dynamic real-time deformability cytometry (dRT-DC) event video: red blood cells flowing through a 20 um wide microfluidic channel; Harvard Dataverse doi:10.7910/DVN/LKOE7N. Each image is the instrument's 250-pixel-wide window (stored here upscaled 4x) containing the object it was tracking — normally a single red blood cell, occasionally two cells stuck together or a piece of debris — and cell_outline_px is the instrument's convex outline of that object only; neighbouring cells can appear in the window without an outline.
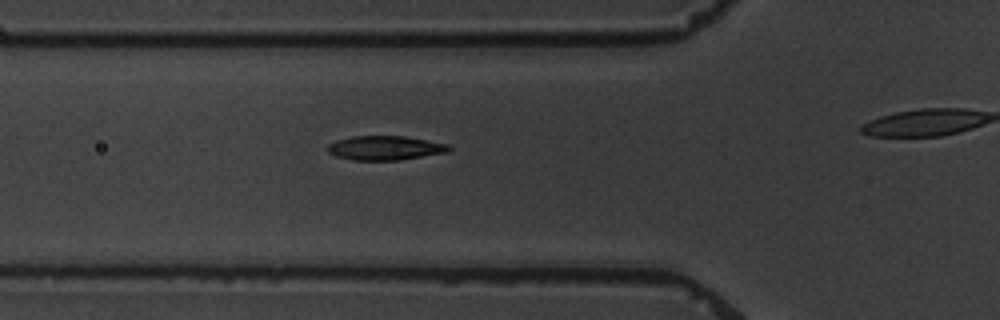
{"species": "common noctule bat (a hibernating species)", "species_latin": "Nyctalus noctula", "temperature_condition": "warm", "stored_images_in_passage": 7, "segment_of_instrument_passage": [1, 2], "camera_frame_rate_fps": 3000, "um_per_image_px": 0.085, "animal": {"sex": "male", "body_mass_g": 19.5, "forearm_length_mm": 54.6}, "frame": {"image": 1, "passage_image": 6, "time_ms": 5.667, "image_size_px": [1000, 320], "cell_outline_px": [[452, 148], [444, 152], [400, 160], [352, 160], [336, 156], [328, 152], [328, 144], [336, 140], [352, 136], [404, 136], [448, 144]], "centroid_in_image_um": [32.68, 12.57], "position_along_channel_um": 93.1, "area_um2": 16.94}}